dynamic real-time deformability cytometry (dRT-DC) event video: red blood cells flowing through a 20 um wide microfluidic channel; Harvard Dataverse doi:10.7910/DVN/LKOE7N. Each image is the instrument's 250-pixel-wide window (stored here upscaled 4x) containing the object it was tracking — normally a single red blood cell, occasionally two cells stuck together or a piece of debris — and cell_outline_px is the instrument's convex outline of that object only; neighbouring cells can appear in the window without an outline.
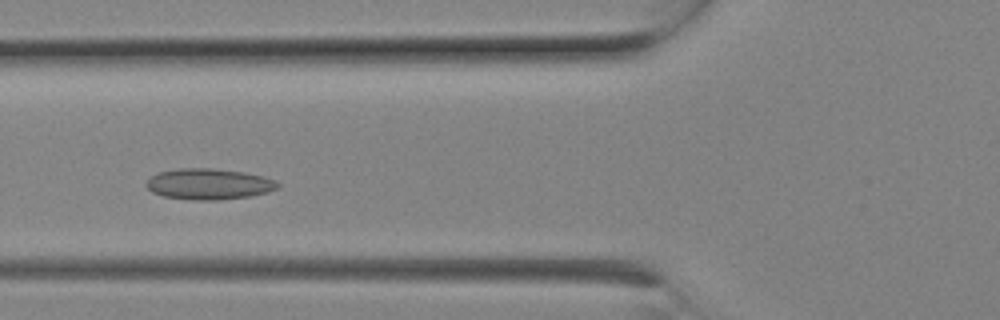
{"species": "Egyptian fruit bat (a non-hibernating species)", "species_latin": "Rousettus aegyptiacus", "temperature_condition": "room temperature", "stored_images_in_passage": 8, "camera_frame_rate_fps": 3000, "um_per_image_px": 0.085, "animal": {"sex": "female"}, "frame": {"image": 1, "passage_image": 6, "time_ms": 1.667, "image_size_px": [1000, 320], "cell_outline_px": [[280, 184], [276, 188], [268, 192], [252, 196], [216, 200], [192, 200], [164, 196], [152, 192], [144, 184], [152, 176], [160, 172], [180, 168], [216, 168], [244, 172], [264, 176], [276, 180]], "centroid_in_image_um": [17.78, 15.64], "position_along_channel_um": 108.0, "area_um2": 23.76}}
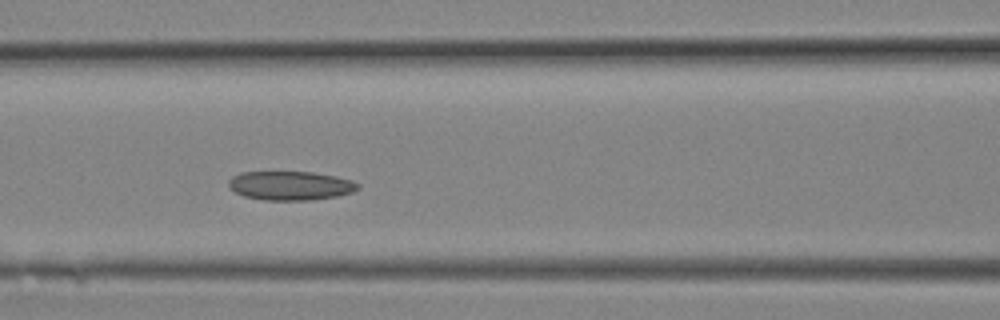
{"frame": {"image": 2, "passage_image": 7, "time_ms": 2.0, "image_size_px": [1000, 320], "cell_outline_px": [[360, 188], [352, 192], [336, 196], [312, 200], [264, 200], [244, 196], [236, 192], [228, 184], [228, 180], [232, 176], [240, 172], [312, 172], [336, 176], [352, 180], [360, 184]], "centroid_in_image_um": [24.7, 15.77], "position_along_channel_um": 141.9, "area_um2": 21.85}}
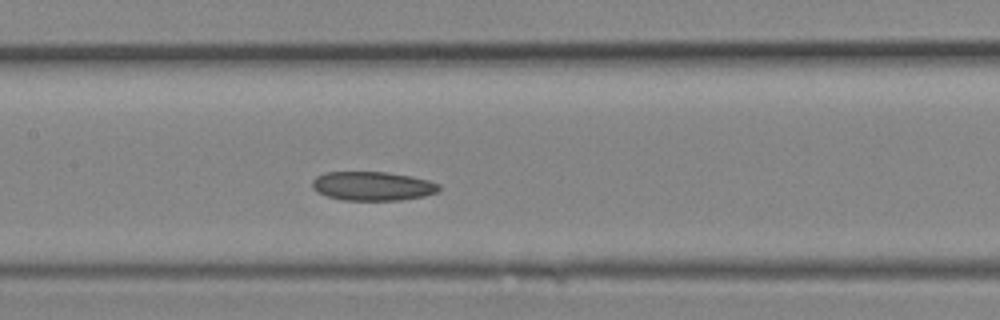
{"frame": {"image": 3, "passage_image": 8, "time_ms": 2.333, "image_size_px": [1000, 320], "cell_outline_px": [[440, 188], [436, 192], [424, 196], [400, 200], [344, 200], [328, 196], [316, 192], [312, 188], [312, 180], [316, 176], [324, 172], [388, 172], [412, 176], [428, 180], [440, 184]], "centroid_in_image_um": [31.65, 15.81], "position_along_channel_um": 175.7, "area_um2": 21.5}}